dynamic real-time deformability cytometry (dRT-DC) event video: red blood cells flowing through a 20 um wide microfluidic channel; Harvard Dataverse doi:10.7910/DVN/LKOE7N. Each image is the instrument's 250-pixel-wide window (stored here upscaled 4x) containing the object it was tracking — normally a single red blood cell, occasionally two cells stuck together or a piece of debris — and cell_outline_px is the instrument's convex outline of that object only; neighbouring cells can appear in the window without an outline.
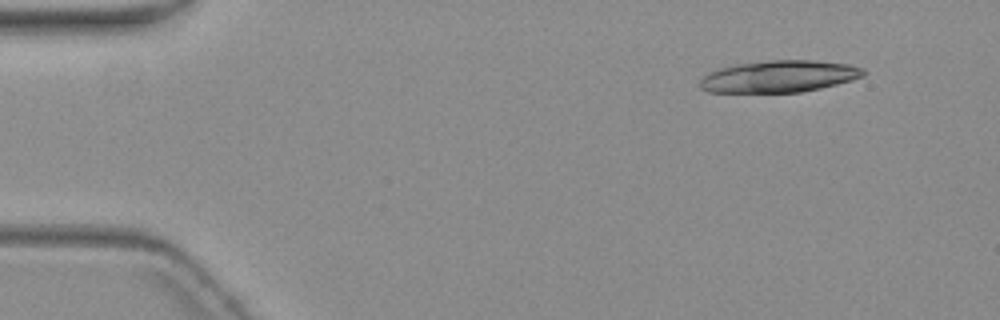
{"species": "common noctule bat (a hibernating species)", "species_latin": "Nyctalus noctula", "temperature_condition": "warm", "stored_images_in_passage": 5, "camera_frame_rate_fps": 3000, "um_per_image_px": 0.085, "animal": {"sex": "female", "body_mass_g": 19.3, "forearm_length_mm": 54.1}, "frame": {"image": 1, "passage_image": 1, "time_ms": 0.0, "image_size_px": [1000, 320], "cell_outline_px": [[868, 72], [864, 76], [852, 80], [820, 88], [800, 92], [708, 92], [700, 88], [700, 80], [708, 72], [720, 68], [736, 64], [768, 60], [816, 60], [848, 64], [864, 68]], "centroid_in_image_um": [66.25, 6.49], "position_along_channel_um": 18.8, "area_um2": 30.46}}